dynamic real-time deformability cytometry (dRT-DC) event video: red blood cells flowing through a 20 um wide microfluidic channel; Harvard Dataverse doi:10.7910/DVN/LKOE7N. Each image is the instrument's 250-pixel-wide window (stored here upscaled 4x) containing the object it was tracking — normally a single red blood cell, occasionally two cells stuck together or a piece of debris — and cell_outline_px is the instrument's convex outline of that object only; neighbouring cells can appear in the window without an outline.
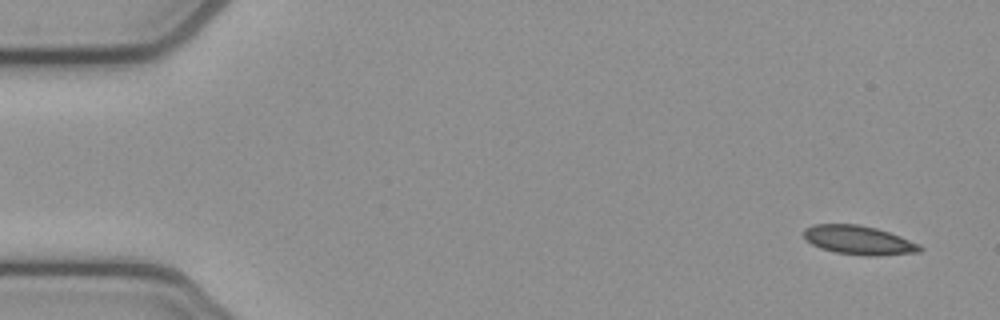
{"species": "common noctule bat (a hibernating species)", "species_latin": "Nyctalus noctula", "temperature_condition": "cold", "stored_images_in_passage": 7, "camera_frame_rate_fps": 3000, "um_per_image_px": 0.085, "animal": {"sex": "female", "body_mass_g": 21.9}, "frame": {"image": 1, "passage_image": 1, "time_ms": 0.0, "image_size_px": [1000, 320], "cell_outline_px": [[924, 248], [920, 252], [868, 256], [836, 252], [820, 248], [812, 244], [804, 236], [804, 228], [812, 224], [856, 224], [876, 228], [900, 236], [920, 244]], "centroid_in_image_um": [72.99, 20.4], "position_along_channel_um": 12.0, "area_um2": 19.42}}
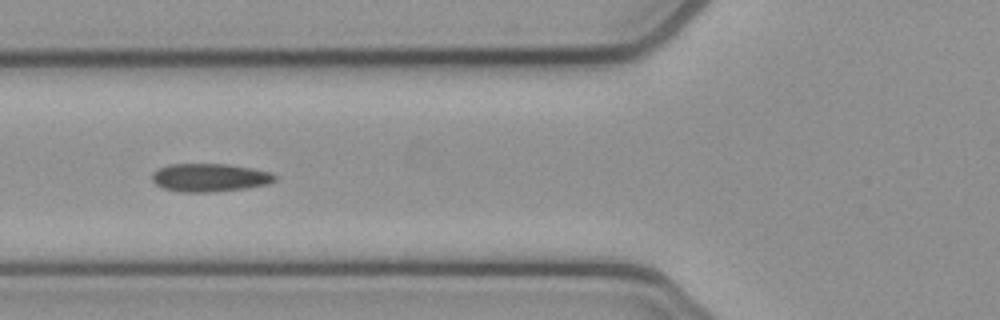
{"frame": {"image": 2, "passage_image": 5, "time_ms": 1.333, "image_size_px": [1000, 320], "cell_outline_px": [[276, 180], [268, 184], [248, 188], [212, 192], [180, 192], [164, 188], [156, 184], [152, 180], [152, 172], [168, 164], [228, 164], [252, 168], [272, 172], [276, 176]], "centroid_in_image_um": [17.85, 15.09], "position_along_channel_um": 108.0, "area_um2": 20.29}}
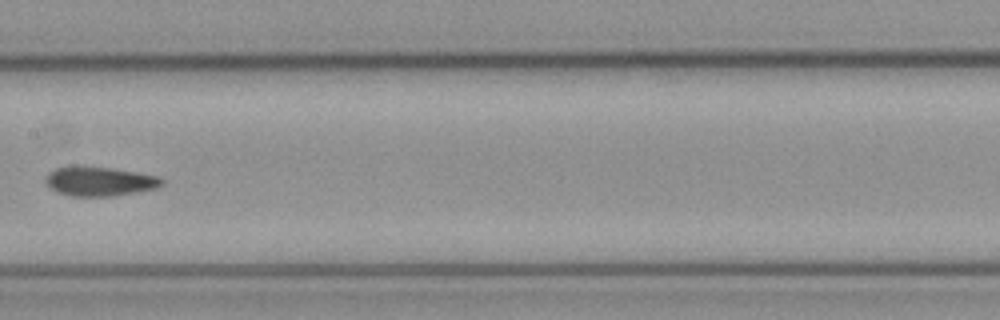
{"frame": {"image": 3, "passage_image": 7, "time_ms": 2.0, "image_size_px": [1000, 320], "cell_outline_px": [[164, 184], [156, 188], [136, 192], [112, 196], [72, 196], [60, 192], [52, 188], [44, 180], [48, 172], [56, 168], [112, 168], [136, 172], [156, 176], [164, 180]], "centroid_in_image_um": [8.51, 15.44], "position_along_channel_um": 198.9, "area_um2": 19.13}}